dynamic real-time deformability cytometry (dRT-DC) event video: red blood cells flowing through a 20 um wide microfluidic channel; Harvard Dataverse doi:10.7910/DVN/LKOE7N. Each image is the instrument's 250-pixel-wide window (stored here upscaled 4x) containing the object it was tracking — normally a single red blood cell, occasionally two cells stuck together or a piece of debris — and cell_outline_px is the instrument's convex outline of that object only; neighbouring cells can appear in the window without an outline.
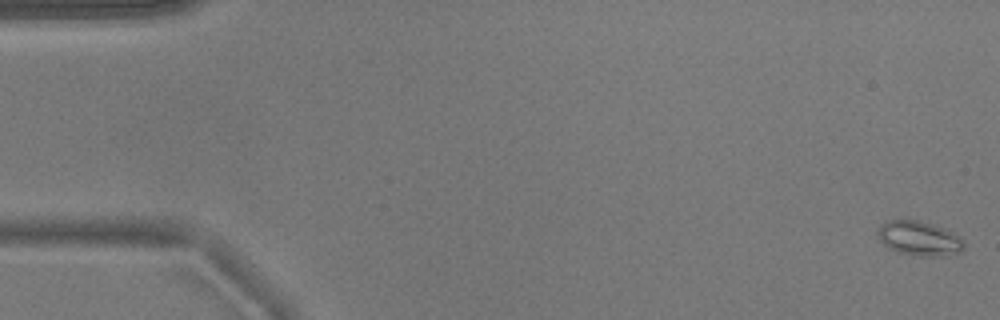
{"species": "common noctule bat (a hibernating species)", "species_latin": "Nyctalus noctula", "temperature_condition": "warm", "stored_images_in_passage": 14, "camera_frame_rate_fps": 3000, "um_per_image_px": 0.085, "animal": {"sex": "male", "body_mass_g": 17.9}, "frame": {"image": 1, "passage_image": 1, "time_ms": 0.0, "image_size_px": [1000, 320], "cell_outline_px": [[964, 248], [956, 256], [920, 256], [896, 252], [888, 248], [880, 240], [876, 232], [880, 224], [888, 220], [916, 220], [932, 224], [944, 228], [960, 236], [964, 240]], "centroid_in_image_um": [78.16, 20.28], "position_along_channel_um": 6.8, "area_um2": 17.69}}